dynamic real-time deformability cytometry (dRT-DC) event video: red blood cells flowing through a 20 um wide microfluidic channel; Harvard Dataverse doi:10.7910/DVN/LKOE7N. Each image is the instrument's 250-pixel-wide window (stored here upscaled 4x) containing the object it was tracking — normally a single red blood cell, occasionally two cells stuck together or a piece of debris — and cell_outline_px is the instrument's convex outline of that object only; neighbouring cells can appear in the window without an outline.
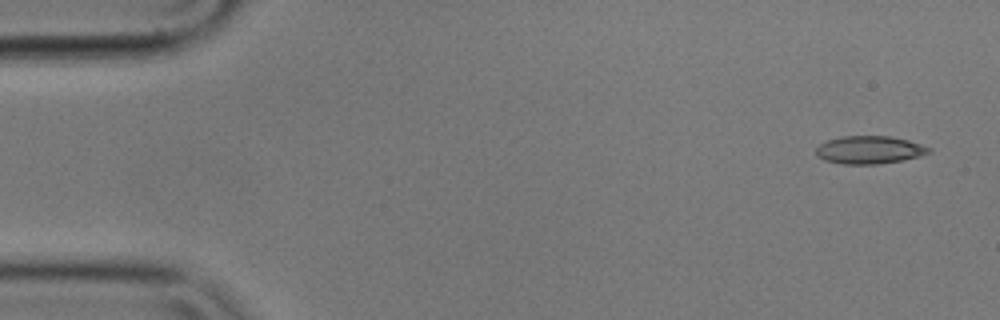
{"species": "common noctule bat (a hibernating species)", "species_latin": "Nyctalus noctula", "temperature_condition": "cold", "stored_images_in_passage": 4, "camera_frame_rate_fps": 3000, "um_per_image_px": 0.085, "animal": {"sex": "male", "body_mass_g": 17.9}, "frame": {"image": 1, "passage_image": 1, "time_ms": 0.0, "image_size_px": [1000, 320], "cell_outline_px": [[932, 152], [920, 156], [904, 160], [876, 164], [840, 164], [824, 160], [816, 156], [816, 148], [820, 144], [828, 140], [844, 136], [888, 136], [908, 140], [932, 148]], "centroid_in_image_um": [73.91, 12.75], "position_along_channel_um": 11.1, "area_um2": 18.38}}
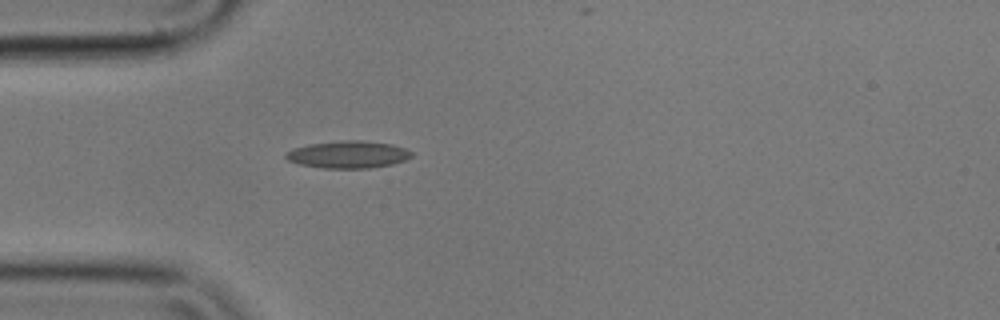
{"frame": {"image": 2, "passage_image": 4, "time_ms": 1.0, "image_size_px": [1000, 320], "cell_outline_px": [[412, 156], [404, 160], [392, 164], [368, 168], [324, 168], [300, 164], [288, 160], [284, 156], [284, 152], [292, 148], [312, 144], [344, 140], [360, 140], [392, 144], [404, 148], [412, 152]], "centroid_in_image_um": [29.57, 13.13], "position_along_channel_um": 55.4, "area_um2": 19.83}}